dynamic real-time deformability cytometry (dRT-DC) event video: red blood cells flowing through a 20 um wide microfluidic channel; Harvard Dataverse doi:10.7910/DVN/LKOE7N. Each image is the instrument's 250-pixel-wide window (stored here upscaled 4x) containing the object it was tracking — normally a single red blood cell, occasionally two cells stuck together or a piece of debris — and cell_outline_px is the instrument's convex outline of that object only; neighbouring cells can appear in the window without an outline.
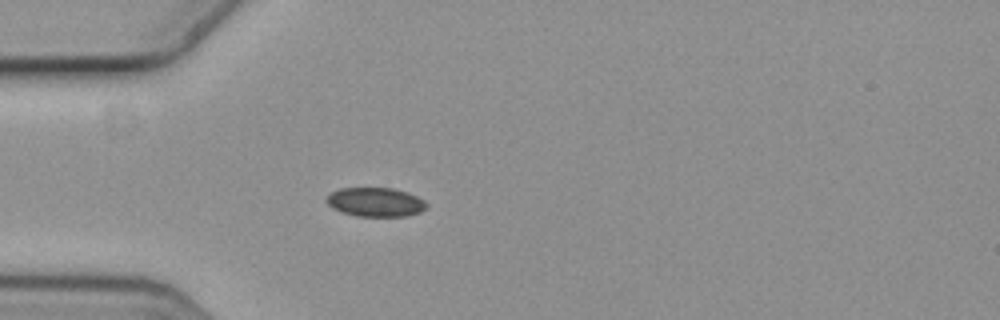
{"species": "common noctule bat (a hibernating species)", "species_latin": "Nyctalus noctula", "temperature_condition": "cold", "stored_images_in_passage": 5, "camera_frame_rate_fps": 3000, "um_per_image_px": 0.085, "animal": {"sex": "female", "body_mass_g": 19.3, "forearm_length_mm": 54.1}, "frame": {"image": 1, "passage_image": 4, "time_ms": 1.0, "image_size_px": [1000, 320], "cell_outline_px": [[428, 204], [420, 212], [404, 216], [356, 216], [340, 212], [332, 208], [324, 200], [332, 192], [340, 188], [392, 188], [408, 192], [424, 200]], "centroid_in_image_um": [31.89, 17.18], "position_along_channel_um": 53.1, "area_um2": 16.94}}